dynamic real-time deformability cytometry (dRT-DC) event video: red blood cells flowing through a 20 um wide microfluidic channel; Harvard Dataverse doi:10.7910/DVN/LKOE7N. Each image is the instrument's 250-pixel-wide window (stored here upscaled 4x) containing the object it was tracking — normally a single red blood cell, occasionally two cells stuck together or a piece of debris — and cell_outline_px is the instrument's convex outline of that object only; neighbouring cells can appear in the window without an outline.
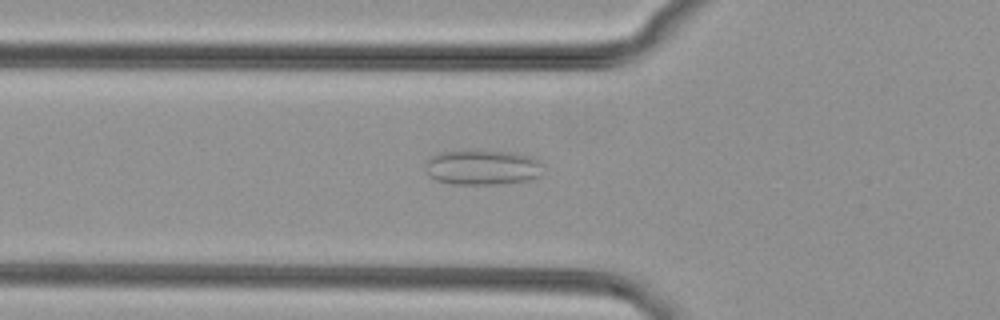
{"species": "common noctule bat (a hibernating species)", "species_latin": "Nyctalus noctula", "temperature_condition": "cold", "stored_images_in_passage": 42, "camera_frame_rate_fps": 3000, "um_per_image_px": 0.085, "animal": {"sex": "female", "body_mass_g": 29.2, "forearm_length_mm": 56.3}, "frame": {"image": 1, "passage_image": 18, "time_ms": 5.667, "image_size_px": [1000, 320], "cell_outline_px": [[540, 176], [528, 180], [496, 184], [452, 184], [436, 180], [428, 176], [428, 160], [432, 156], [440, 152], [464, 148], [512, 152], [528, 156], [536, 160], [540, 164]], "centroid_in_image_um": [40.96, 14.19], "position_along_channel_um": 84.8, "area_um2": 24.22}}
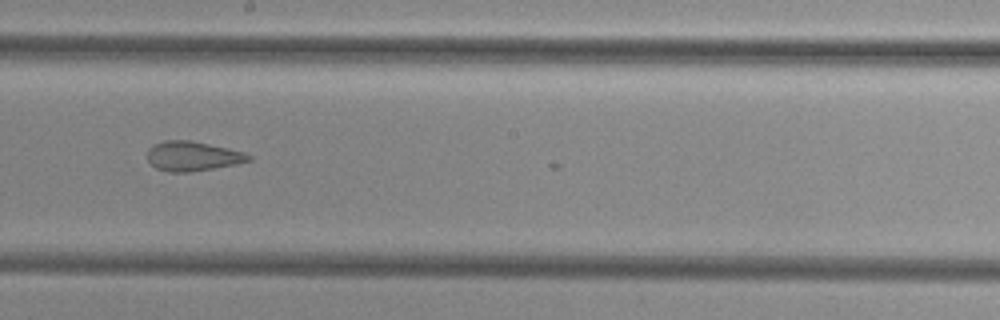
{"frame": {"image": 2, "passage_image": 29, "time_ms": 9.333, "image_size_px": [1000, 320], "cell_outline_px": [[252, 160], [236, 164], [188, 172], [168, 172], [156, 168], [148, 160], [148, 148], [164, 140], [192, 140], [244, 152], [252, 156]], "centroid_in_image_um": [16.38, 13.27], "position_along_channel_um": 231.8, "area_um2": 17.34}}
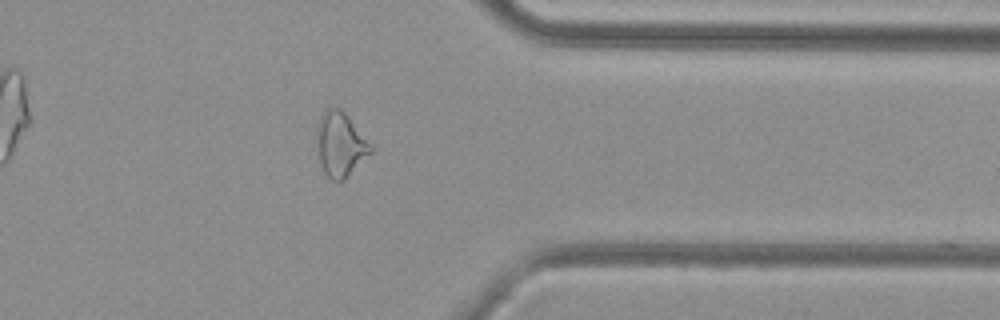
{"frame": {"image": 3, "passage_image": 41, "time_ms": 13.333, "image_size_px": [1000, 320], "cell_outline_px": [[376, 148], [340, 184], [332, 180], [324, 172], [320, 164], [316, 132], [316, 128], [320, 116], [332, 104], [340, 108], [348, 116]], "centroid_in_image_um": [28.95, 12.26], "position_along_channel_um": 382.5, "area_um2": 20.63}}